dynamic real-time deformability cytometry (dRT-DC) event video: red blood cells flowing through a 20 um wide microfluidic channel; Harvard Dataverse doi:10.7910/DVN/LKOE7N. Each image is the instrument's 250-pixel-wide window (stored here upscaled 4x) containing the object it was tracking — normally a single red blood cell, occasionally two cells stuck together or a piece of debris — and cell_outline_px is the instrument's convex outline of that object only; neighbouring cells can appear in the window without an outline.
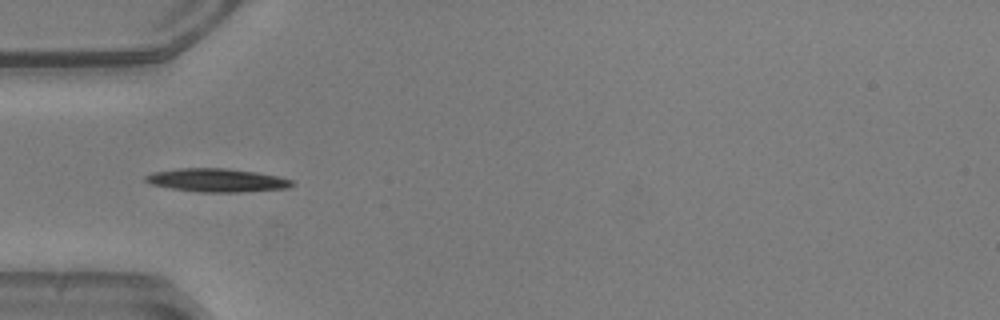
{"species": "common noctule bat (a hibernating species)", "species_latin": "Nyctalus noctula", "temperature_condition": "warm", "stored_images_in_passage": 24, "camera_frame_rate_fps": 3000, "um_per_image_px": 0.085, "animal": {"sex": "male", "body_mass_g": 20.5, "forearm_length_mm": 52.5}, "frame": {"image": 1, "passage_image": 4, "time_ms": 1.0, "image_size_px": [1000, 320], "cell_outline_px": [[296, 184], [288, 188], [240, 192], [200, 192], [172, 188], [152, 184], [144, 180], [144, 176], [152, 172], [176, 168], [228, 168], [256, 172], [280, 176], [292, 180]], "centroid_in_image_um": [18.46, 15.31], "position_along_channel_um": 66.5, "area_um2": 20.06}, "authors_computed_cell_mechanics": {"area_um2": 18.6694, "velocity_mm_per_s": 3.9573, "shape_relaxation_time_tau1_ms": 3.7588, "shape_relaxation_time_tau2_ms": 0.9658, "deformation_change_tau1": 0.2223, "deformation_change_tau2": 0.0814}}